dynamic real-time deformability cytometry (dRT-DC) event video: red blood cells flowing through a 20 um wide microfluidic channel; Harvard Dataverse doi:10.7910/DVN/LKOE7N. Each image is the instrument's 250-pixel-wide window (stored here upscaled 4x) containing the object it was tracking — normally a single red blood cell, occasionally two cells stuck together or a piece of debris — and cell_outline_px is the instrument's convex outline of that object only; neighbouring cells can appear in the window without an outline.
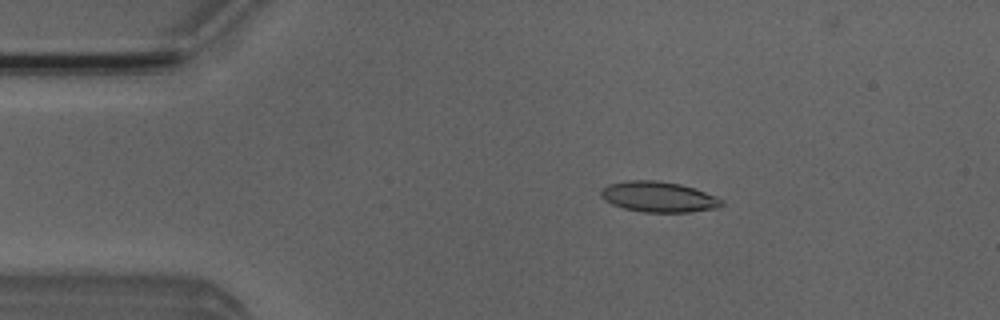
{"species": "Egyptian fruit bat (a non-hibernating species)", "species_latin": "Rousettus aegyptiacus", "temperature_condition": "room temperature", "stored_images_in_passage": 4, "camera_frame_rate_fps": 3000, "um_per_image_px": 0.085, "animal": {"sex": "male"}, "frame": {"image": 1, "passage_image": 2, "time_ms": 2.0, "image_size_px": [1000, 320], "cell_outline_px": [[724, 204], [716, 208], [688, 212], [644, 212], [624, 208], [612, 204], [604, 200], [600, 196], [600, 192], [608, 184], [628, 180], [656, 180], [680, 184], [716, 196], [724, 200]], "centroid_in_image_um": [55.97, 16.73], "position_along_channel_um": 29.0, "area_um2": 21.39}}